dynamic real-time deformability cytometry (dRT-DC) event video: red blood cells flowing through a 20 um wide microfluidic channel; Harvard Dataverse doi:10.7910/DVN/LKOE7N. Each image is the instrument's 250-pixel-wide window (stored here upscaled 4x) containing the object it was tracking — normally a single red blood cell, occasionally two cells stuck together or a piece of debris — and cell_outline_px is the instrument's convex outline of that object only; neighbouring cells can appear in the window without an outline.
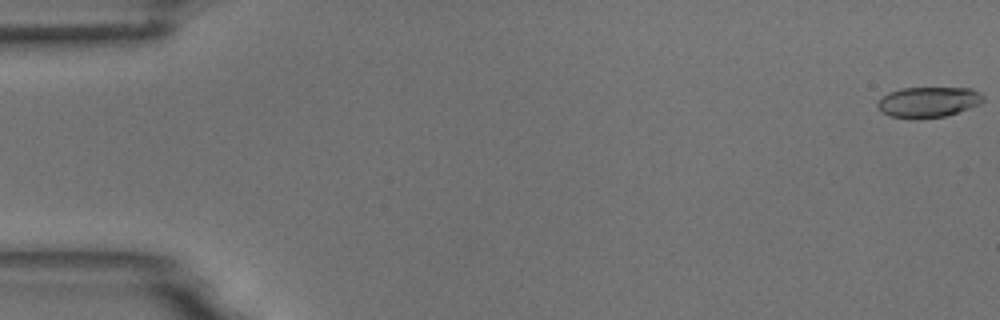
{"species": "common noctule bat (a hibernating species)", "species_latin": "Nyctalus noctula", "temperature_condition": "room temperature", "stored_images_in_passage": 55, "camera_frame_rate_fps": 3000, "um_per_image_px": 0.085, "animal": {"sex": "male", "body_mass_g": 18.8}, "frame": {"image": 1, "passage_image": 1, "time_ms": 0.0, "image_size_px": [1000, 320], "cell_outline_px": [[984, 100], [980, 104], [944, 116], [916, 120], [892, 116], [880, 112], [876, 104], [888, 92], [900, 88], [972, 88], [980, 92], [984, 96]], "centroid_in_image_um": [78.89, 8.68], "position_along_channel_um": 6.1, "area_um2": 18.9}}
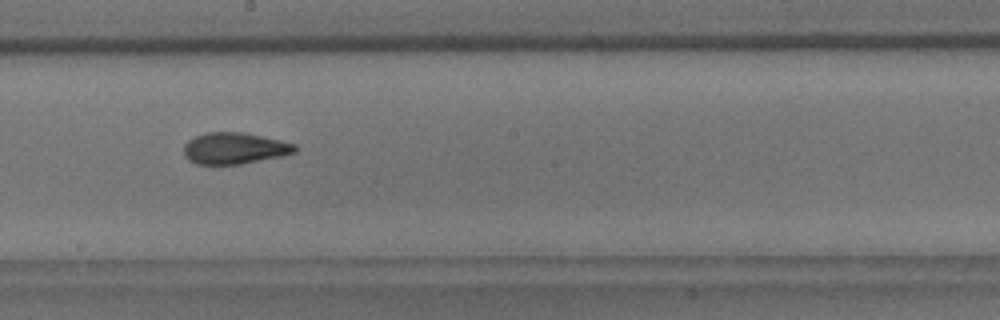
{"frame": {"image": 2, "passage_image": 31, "time_ms": 10.0, "image_size_px": [1000, 320], "cell_outline_px": [[296, 152], [280, 156], [240, 164], [196, 164], [188, 160], [184, 156], [184, 144], [188, 140], [196, 136], [208, 132], [244, 132], [280, 140], [296, 144]], "centroid_in_image_um": [19.91, 12.6], "position_along_channel_um": 228.3, "area_um2": 20.29}}
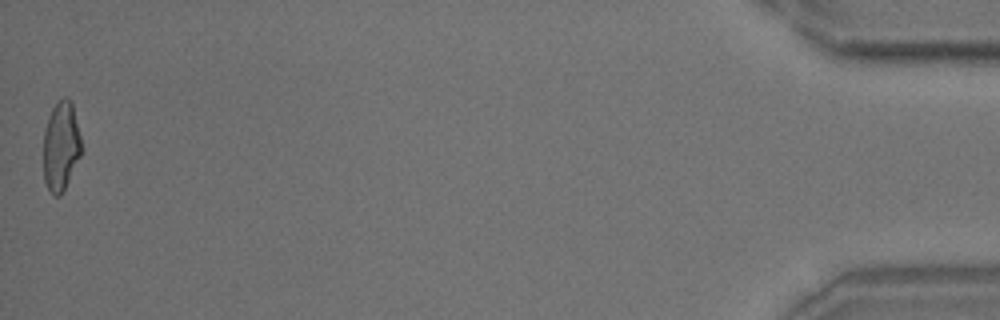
{"frame": {"image": 3, "passage_image": 55, "time_ms": 18.0, "image_size_px": [1000, 320], "cell_outline_px": [[80, 156], [60, 196], [56, 196], [48, 188], [44, 180], [44, 128], [48, 116], [52, 108], [64, 96], [68, 96], [72, 104], [80, 136]], "centroid_in_image_um": [5.16, 12.39], "position_along_channel_um": 430.0, "area_um2": 19.31}, "authors_computed_cell_mechanics": {"area_um2": 20.23, "velocity_mm_per_s": 3.7111, "shape_relaxation_time_tau1_ms": 4.7331, "shape_relaxation_time_tau2_ms": 1.6516, "deformation_change_tau1": 0.1822, "deformation_change_tau2": 0.0925}}